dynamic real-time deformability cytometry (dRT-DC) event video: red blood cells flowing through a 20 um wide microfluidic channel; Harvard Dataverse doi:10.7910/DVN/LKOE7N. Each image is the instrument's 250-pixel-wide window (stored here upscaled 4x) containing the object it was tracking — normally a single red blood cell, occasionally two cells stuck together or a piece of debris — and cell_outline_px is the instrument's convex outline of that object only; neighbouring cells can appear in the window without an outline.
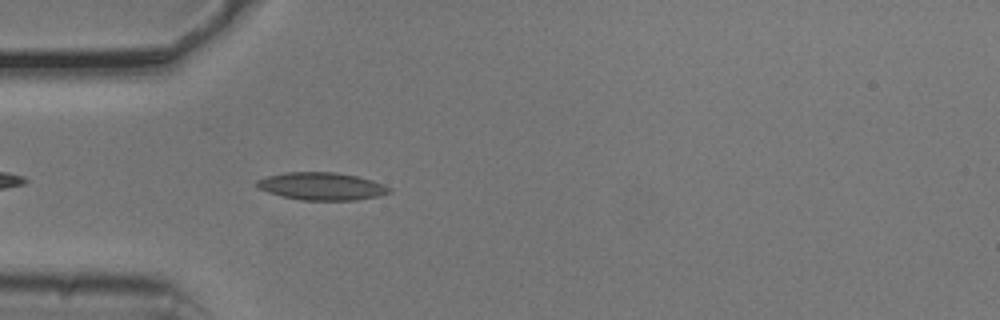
{"species": "common noctule bat (a hibernating species)", "species_latin": "Nyctalus noctula", "temperature_condition": "cold", "stored_images_in_passage": 8, "camera_frame_rate_fps": 3000, "um_per_image_px": 0.085, "animal": {"sex": "male", "body_mass_g": 20.5, "forearm_length_mm": 52.5}, "frame": {"image": 1, "passage_image": 2, "time_ms": 0.333, "image_size_px": [1000, 320], "cell_outline_px": [[392, 192], [376, 196], [356, 200], [300, 200], [268, 192], [260, 188], [256, 184], [256, 180], [268, 176], [284, 172], [336, 172], [356, 176], [372, 180], [392, 188]], "centroid_in_image_um": [27.36, 15.82], "position_along_channel_um": 57.6, "area_um2": 21.15}}
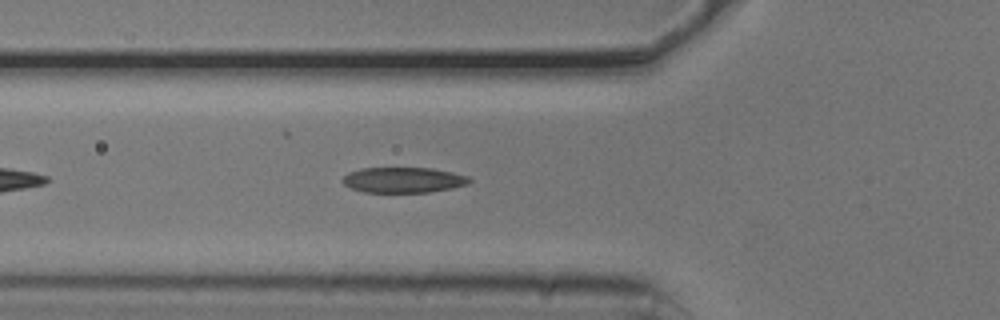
{"frame": {"image": 2, "passage_image": 5, "time_ms": 1.333, "image_size_px": [1000, 320], "cell_outline_px": [[472, 180], [468, 184], [452, 188], [428, 192], [364, 192], [352, 188], [344, 184], [340, 180], [348, 172], [360, 168], [432, 168], [452, 172], [468, 176]], "centroid_in_image_um": [34.28, 15.29], "position_along_channel_um": 91.5, "area_um2": 18.84}}
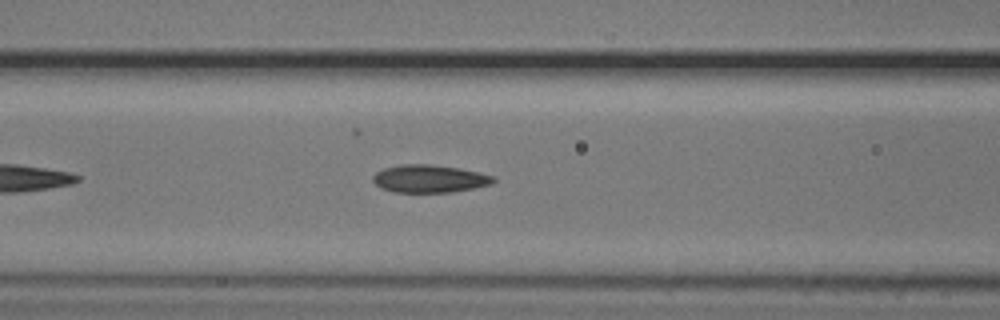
{"frame": {"image": 3, "passage_image": 8, "time_ms": 2.333, "image_size_px": [1000, 320], "cell_outline_px": [[496, 180], [492, 184], [452, 192], [392, 192], [380, 188], [372, 180], [372, 176], [376, 172], [384, 168], [400, 164], [432, 164], [460, 168], [496, 176]], "centroid_in_image_um": [36.5, 15.18], "position_along_channel_um": 130.1, "area_um2": 19.65}}